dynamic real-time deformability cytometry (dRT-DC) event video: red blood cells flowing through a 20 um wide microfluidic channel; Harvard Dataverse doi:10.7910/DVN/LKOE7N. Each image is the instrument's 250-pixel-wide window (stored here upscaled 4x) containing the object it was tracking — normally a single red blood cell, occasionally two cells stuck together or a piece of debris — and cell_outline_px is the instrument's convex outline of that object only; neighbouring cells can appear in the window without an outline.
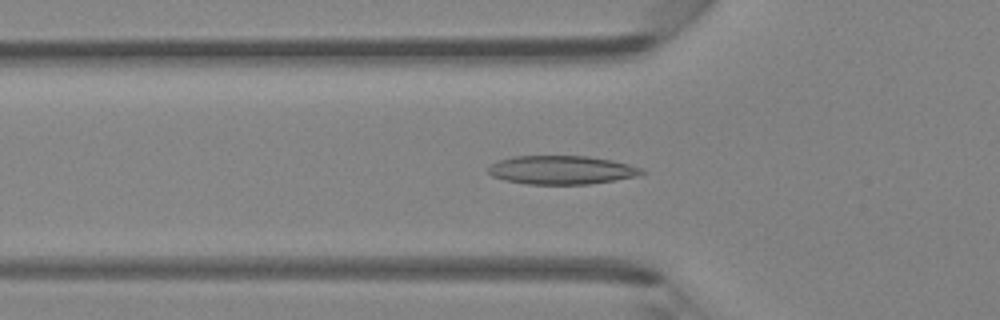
{"species": "Egyptian fruit bat (a non-hibernating species)", "species_latin": "Rousettus aegyptiacus", "temperature_condition": "room temperature", "stored_images_in_passage": 45, "camera_frame_rate_fps": 3000, "um_per_image_px": 0.085, "animal": {"sex": "female"}, "frame": {"image": 1, "passage_image": 15, "time_ms": 4.667, "image_size_px": [1000, 320], "cell_outline_px": [[648, 172], [636, 176], [588, 184], [528, 184], [504, 180], [492, 176], [488, 172], [488, 168], [492, 164], [500, 160], [512, 156], [588, 156], [612, 160], [628, 164], [640, 168]], "centroid_in_image_um": [47.72, 14.44], "position_along_channel_um": 78.1, "area_um2": 25.43}}
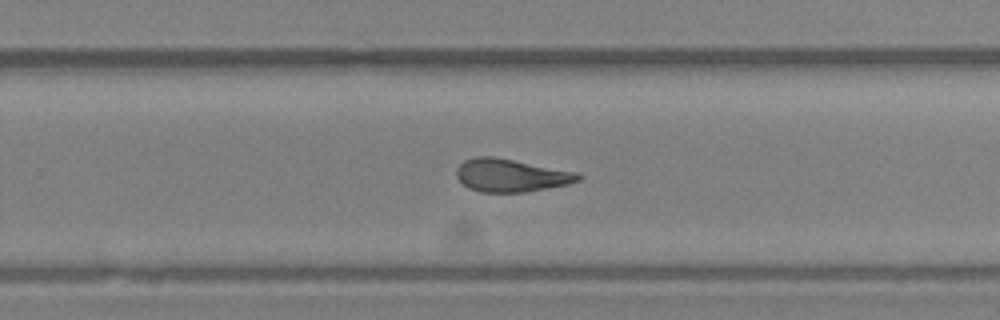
{"frame": {"image": 2, "passage_image": 29, "time_ms": 9.333, "image_size_px": [1000, 320], "cell_outline_px": [[584, 176], [580, 180], [568, 184], [524, 192], [480, 192], [468, 188], [456, 176], [456, 168], [464, 160], [476, 156], [492, 156], [580, 172]], "centroid_in_image_um": [43.45, 14.9], "position_along_channel_um": 286.3, "area_um2": 23.47}}
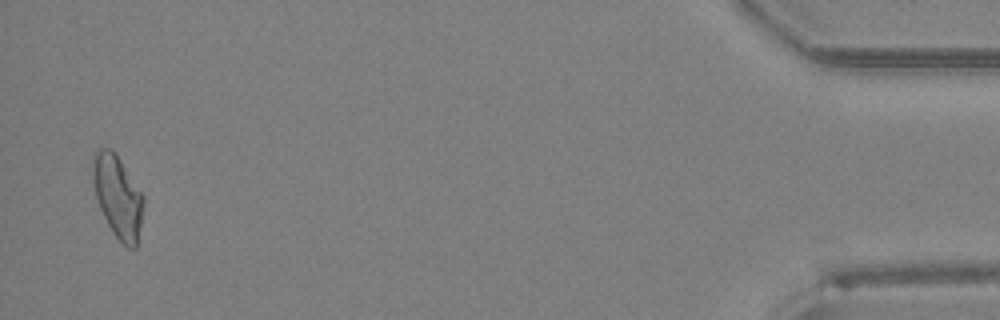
{"frame": {"image": 3, "passage_image": 44, "time_ms": 14.333, "image_size_px": [1000, 320], "cell_outline_px": [[144, 200], [136, 248], [128, 248], [112, 232], [100, 208], [96, 196], [92, 180], [92, 156], [100, 148], [112, 148], [144, 196]], "centroid_in_image_um": [9.99, 16.67], "position_along_channel_um": 425.2, "area_um2": 23.99}}